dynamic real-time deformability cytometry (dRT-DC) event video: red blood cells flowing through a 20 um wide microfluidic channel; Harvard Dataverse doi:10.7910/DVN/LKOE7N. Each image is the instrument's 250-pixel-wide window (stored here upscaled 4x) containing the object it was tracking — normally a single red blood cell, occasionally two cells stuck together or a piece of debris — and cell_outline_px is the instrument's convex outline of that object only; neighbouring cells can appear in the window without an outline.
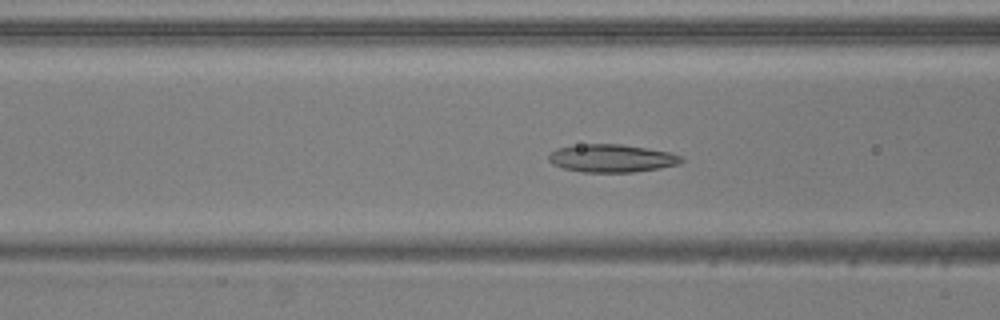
{"species": "common noctule bat (a hibernating species)", "species_latin": "Nyctalus noctula", "temperature_condition": "warm", "stored_images_in_passage": 52, "camera_frame_rate_fps": 3000, "um_per_image_px": 0.085, "animal": {"sex": "male", "body_mass_g": 20.5, "forearm_length_mm": 52.5}, "frame": {"image": 1, "passage_image": 18, "time_ms": 5.667, "image_size_px": [1000, 320], "cell_outline_px": [[684, 160], [680, 164], [660, 168], [632, 172], [580, 172], [564, 168], [552, 164], [548, 160], [548, 156], [556, 148], [580, 144], [620, 144], [648, 148], [668, 152], [680, 156]], "centroid_in_image_um": [51.98, 13.45], "position_along_channel_um": 114.6, "area_um2": 21.56}}
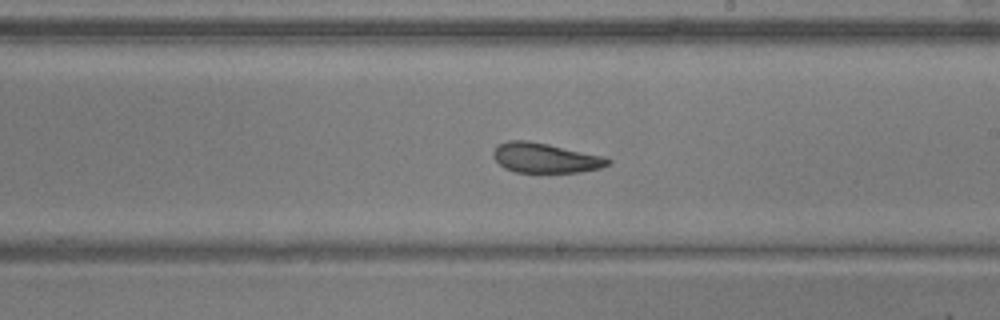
{"frame": {"image": 2, "passage_image": 28, "time_ms": 9.0, "image_size_px": [1000, 320], "cell_outline_px": [[612, 164], [600, 168], [580, 172], [516, 172], [504, 168], [492, 156], [492, 152], [496, 144], [508, 140], [528, 140], [548, 144], [604, 156], [612, 160]], "centroid_in_image_um": [46.34, 13.41], "position_along_channel_um": 242.7, "area_um2": 20.11}}
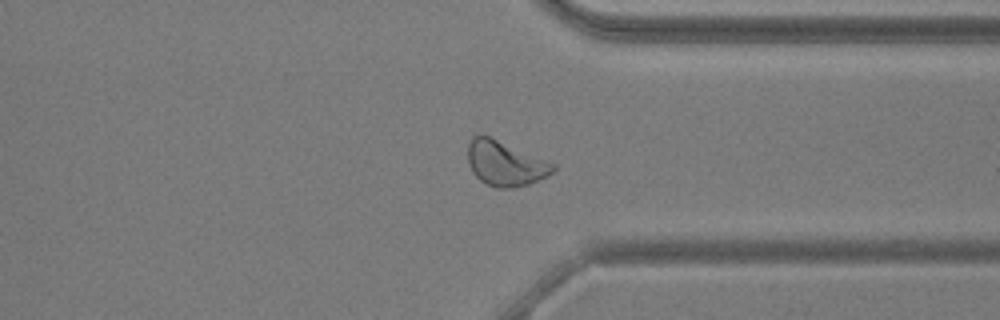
{"frame": {"image": 3, "passage_image": 38, "time_ms": 12.333, "image_size_px": [1000, 320], "cell_outline_px": [[556, 168], [548, 176], [528, 184], [512, 188], [496, 188], [480, 180], [472, 172], [468, 164], [468, 144], [472, 136], [488, 136], [548, 160], [556, 164]], "centroid_in_image_um": [42.95, 13.9], "position_along_channel_um": 368.4, "area_um2": 22.2}, "authors_computed_cell_mechanics": {"area_um2": 22.4264, "velocity_mm_per_s": 3.8407, "shape_relaxation_time_tau1_ms": null, "shape_relaxation_time_tau2_ms": 2.9978, "deformation_change_tau1": null, "deformation_change_tau2": 0.1024}}